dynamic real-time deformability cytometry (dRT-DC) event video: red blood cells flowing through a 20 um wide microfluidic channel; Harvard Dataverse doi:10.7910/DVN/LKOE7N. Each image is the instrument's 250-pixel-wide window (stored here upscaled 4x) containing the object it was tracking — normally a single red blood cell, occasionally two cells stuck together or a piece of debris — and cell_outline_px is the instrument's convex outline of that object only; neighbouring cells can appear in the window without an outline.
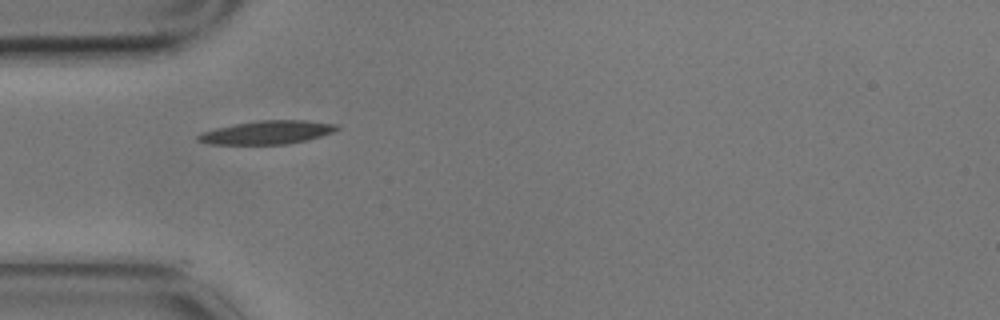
{"species": "common noctule bat (a hibernating species)", "species_latin": "Nyctalus noctula", "temperature_condition": "cold", "stored_images_in_passage": 6, "camera_frame_rate_fps": 3000, "um_per_image_px": 0.085, "animal": {"sex": "male", "body_mass_g": 17.9}, "frame": {"image": 1, "passage_image": 5, "time_ms": 1.333, "image_size_px": [1000, 320], "cell_outline_px": [[340, 128], [332, 132], [308, 140], [288, 144], [208, 144], [196, 140], [196, 136], [200, 132], [216, 128], [236, 124], [260, 120], [304, 120], [336, 124]], "centroid_in_image_um": [22.68, 11.26], "position_along_channel_um": 62.3, "area_um2": 18.9}}